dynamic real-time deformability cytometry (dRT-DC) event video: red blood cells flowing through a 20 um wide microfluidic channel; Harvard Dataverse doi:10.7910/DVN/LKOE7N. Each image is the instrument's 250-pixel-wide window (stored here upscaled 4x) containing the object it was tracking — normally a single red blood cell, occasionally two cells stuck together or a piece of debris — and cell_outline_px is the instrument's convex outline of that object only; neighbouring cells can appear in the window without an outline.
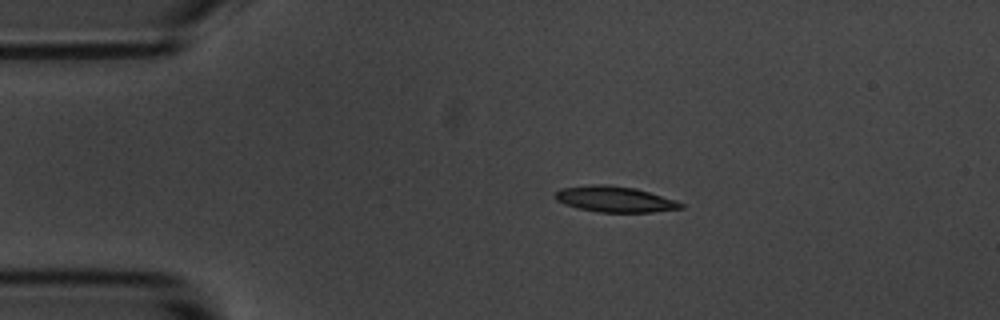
{"species": "common noctule bat (a hibernating species)", "species_latin": "Nyctalus noctula", "temperature_condition": "room temperature", "stored_images_in_passage": 5, "camera_frame_rate_fps": 3000, "um_per_image_px": 0.085, "animal": {"sex": "male", "body_mass_g": 20.1, "forearm_length_mm": 53.5}, "frame": {"image": 1, "passage_image": 3, "time_ms": 2.333, "image_size_px": [1000, 320], "cell_outline_px": [[684, 208], [652, 212], [600, 212], [576, 208], [564, 204], [556, 200], [552, 196], [560, 188], [588, 184], [604, 184], [636, 188], [676, 200], [684, 204]], "centroid_in_image_um": [52.22, 16.92], "position_along_channel_um": 32.8, "area_um2": 19.13}}
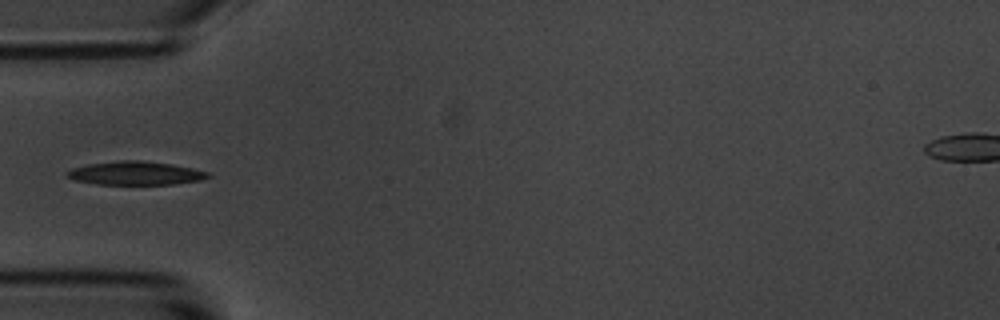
{"frame": {"image": 2, "passage_image": 5, "time_ms": 4.667, "image_size_px": [1000, 320], "cell_outline_px": [[212, 176], [200, 180], [172, 184], [96, 184], [76, 180], [68, 176], [64, 172], [72, 168], [88, 164], [120, 160], [140, 160], [172, 164], [192, 168], [208, 172]], "centroid_in_image_um": [11.51, 14.71], "position_along_channel_um": 73.5, "area_um2": 19.19}}